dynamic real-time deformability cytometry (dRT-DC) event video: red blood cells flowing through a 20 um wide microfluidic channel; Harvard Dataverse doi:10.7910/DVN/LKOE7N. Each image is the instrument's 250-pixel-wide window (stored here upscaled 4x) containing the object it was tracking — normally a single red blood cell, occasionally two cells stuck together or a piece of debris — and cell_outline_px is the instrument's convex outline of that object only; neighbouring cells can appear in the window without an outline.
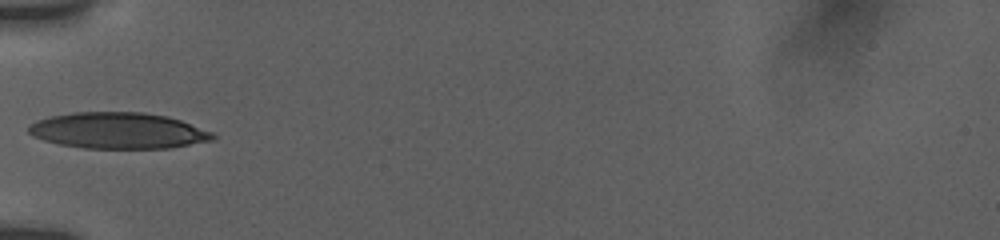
{"species": "human", "species_latin": "Homo sapiens", "temperature_condition": "room temperature", "stored_images_in_passage": 45, "camera_frame_rate_fps": 3000, "um_per_image_px": 0.085, "donor": {"sex": "female"}, "frame": {"image": 1, "passage_image": 1, "time_ms": 0.0, "image_size_px": [1000, 240], "cell_outline_px": [[216, 136], [212, 140], [168, 148], [84, 148], [60, 144], [44, 140], [32, 136], [28, 132], [28, 124], [36, 120], [52, 116], [72, 112], [144, 112], [164, 116], [180, 120], [212, 132]], "centroid_in_image_um": [10.0, 11.1], "position_along_channel_um": 75.0, "area_um2": 38.61}}
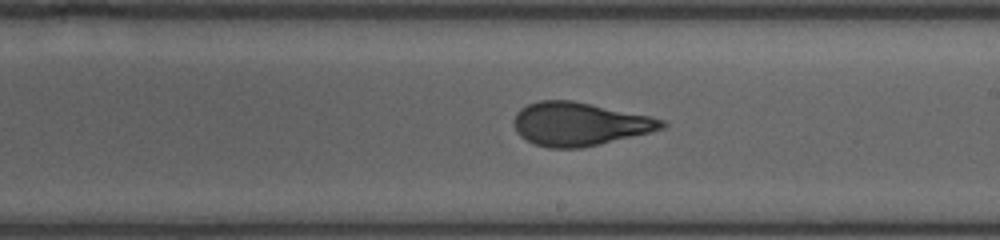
{"frame": {"image": 2, "passage_image": 24, "time_ms": 4.333, "image_size_px": [1000, 240], "cell_outline_px": [[668, 124], [664, 128], [600, 144], [580, 148], [548, 148], [532, 144], [520, 136], [516, 132], [512, 124], [512, 120], [516, 112], [520, 108], [528, 104], [540, 100], [572, 100], [652, 116], [664, 120]], "centroid_in_image_um": [49.2, 10.54], "position_along_channel_um": 239.8, "area_um2": 37.63}}
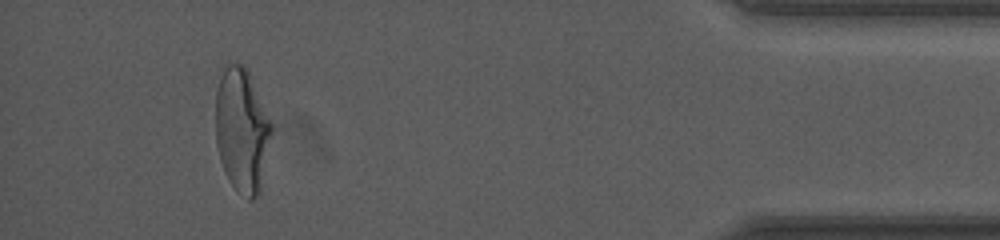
{"frame": {"image": 3, "passage_image": 41, "time_ms": 10.333, "image_size_px": [1000, 240], "cell_outline_px": [[272, 132], [260, 192], [252, 200], [248, 200], [228, 180], [224, 172], [220, 160], [216, 144], [216, 88], [220, 64], [244, 64], [248, 68], [272, 124]], "centroid_in_image_um": [20.54, 10.99], "position_along_channel_um": 414.7, "area_um2": 41.04}, "authors_computed_cell_mechanics": {"area_um2": 37.5122, "velocity_mm_per_s": 3.7806, "shape_relaxation_time_tau1_ms": 4.5736, "shape_relaxation_time_tau2_ms": 1.0306, "deformation_change_tau1": 0.1877, "deformation_change_tau2": 0.0658}}